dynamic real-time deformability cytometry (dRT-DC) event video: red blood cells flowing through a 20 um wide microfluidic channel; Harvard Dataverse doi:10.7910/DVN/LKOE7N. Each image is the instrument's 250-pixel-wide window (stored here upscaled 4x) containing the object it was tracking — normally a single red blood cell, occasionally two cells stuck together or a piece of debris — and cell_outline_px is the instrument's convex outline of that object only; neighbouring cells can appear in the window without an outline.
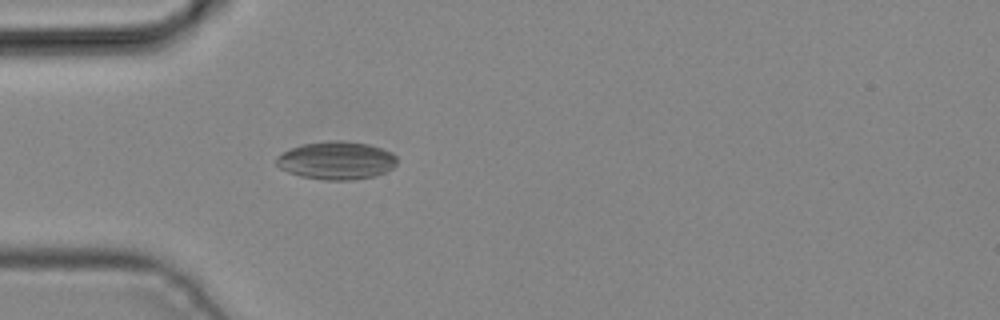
{"species": "common noctule bat (a hibernating species)", "species_latin": "Nyctalus noctula", "temperature_condition": "cold", "stored_images_in_passage": 3, "camera_frame_rate_fps": 3000, "um_per_image_px": 0.085, "animal": {"sex": "male", "body_mass_g": 19.2, "forearm_length_mm": 51.8}, "frame": {"image": 1, "passage_image": 3, "time_ms": 0.667, "image_size_px": [1000, 320], "cell_outline_px": [[396, 164], [392, 168], [376, 176], [348, 180], [324, 180], [300, 176], [288, 172], [280, 168], [276, 164], [276, 156], [292, 148], [304, 144], [328, 140], [340, 140], [368, 144], [392, 152], [396, 156]], "centroid_in_image_um": [28.59, 13.64], "position_along_channel_um": 56.4, "area_um2": 26.65}}